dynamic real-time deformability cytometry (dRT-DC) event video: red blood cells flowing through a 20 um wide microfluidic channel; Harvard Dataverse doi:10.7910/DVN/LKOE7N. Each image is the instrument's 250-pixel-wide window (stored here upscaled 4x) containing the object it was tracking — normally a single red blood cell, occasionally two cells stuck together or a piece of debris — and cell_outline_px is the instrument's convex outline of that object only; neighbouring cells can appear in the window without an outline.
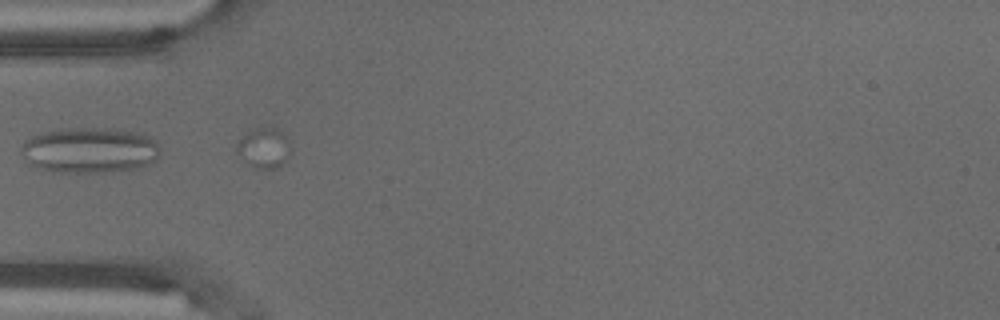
{"species": "common noctule bat (a hibernating species)", "species_latin": "Nyctalus noctula", "temperature_condition": "warm", "stored_images_in_passage": 2, "camera_frame_rate_fps": 3000, "um_per_image_px": 0.085, "animal": {"sex": "male", "body_mass_g": 18.8}, "frame": {"image": 1, "passage_image": 1, "time_ms": 0.0, "image_size_px": [1000, 320], "cell_outline_px": [[160, 156], [156, 160], [140, 168], [104, 172], [52, 172], [36, 168], [28, 164], [24, 160], [20, 152], [20, 148], [32, 136], [44, 132], [60, 128], [108, 128], [136, 132], [152, 136], [156, 140], [160, 148]], "centroid_in_image_um": [7.63, 12.77], "position_along_channel_um": 77.4, "area_um2": 37.51}}